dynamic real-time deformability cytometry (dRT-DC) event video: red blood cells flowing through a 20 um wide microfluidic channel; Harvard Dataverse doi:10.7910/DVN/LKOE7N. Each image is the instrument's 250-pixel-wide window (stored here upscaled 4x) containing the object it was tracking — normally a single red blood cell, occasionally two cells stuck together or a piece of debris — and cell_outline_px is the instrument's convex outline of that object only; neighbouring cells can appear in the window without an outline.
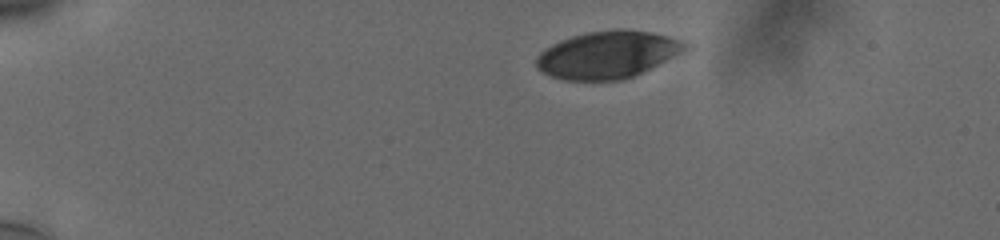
{"species": "human", "species_latin": "Homo sapiens", "temperature_condition": "cold", "stored_images_in_passage": 46, "camera_frame_rate_fps": 3000, "um_per_image_px": 0.085, "donor": {"sex": "male"}, "frame": {"image": 1, "passage_image": 1, "time_ms": 0.0, "image_size_px": [1000, 240], "cell_outline_px": [[684, 48], [656, 64], [624, 80], [564, 80], [552, 76], [536, 68], [536, 60], [540, 52], [552, 44], [572, 36], [588, 32], [620, 28], [624, 28], [648, 32], [664, 36], [676, 40], [684, 44]], "centroid_in_image_um": [51.5, 4.65], "position_along_channel_um": 33.5, "area_um2": 39.65}}
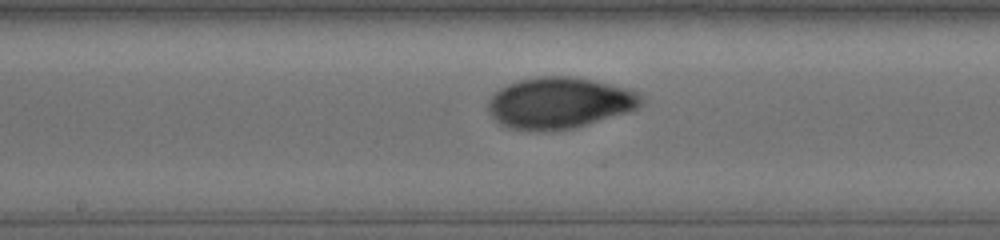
{"frame": {"image": 2, "passage_image": 21, "time_ms": 6.667, "image_size_px": [1000, 240], "cell_outline_px": [[644, 100], [636, 108], [576, 128], [544, 132], [536, 132], [512, 128], [500, 124], [488, 112], [488, 100], [500, 88], [508, 84], [520, 80], [536, 76], [572, 76], [592, 80], [628, 88], [636, 92]], "centroid_in_image_um": [47.5, 8.75], "position_along_channel_um": 200.7, "area_um2": 45.66}}
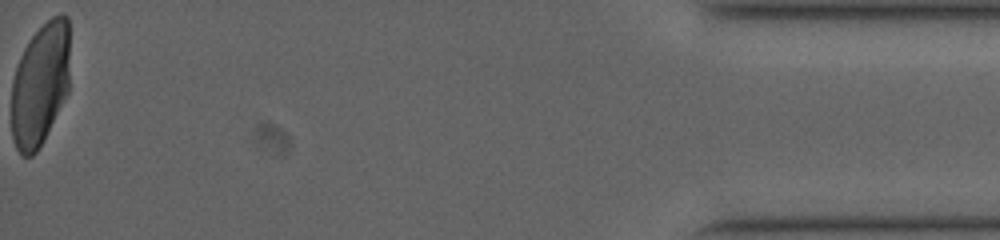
{"frame": {"image": 3, "passage_image": 46, "time_ms": 15.0, "image_size_px": [1000, 240], "cell_outline_px": [[68, 92], [36, 152], [32, 156], [24, 156], [16, 148], [12, 136], [12, 80], [20, 56], [24, 48], [32, 36], [52, 16], [60, 12], [64, 12], [68, 16]], "centroid_in_image_um": [3.41, 7.13], "position_along_channel_um": 431.8, "area_um2": 41.38}, "authors_computed_cell_mechanics": {"area_um2": 43.0321, "velocity_mm_per_s": 3.7468, "shape_relaxation_time_tau1_ms": 5.4112, "shape_relaxation_time_tau2_ms": null, "deformation_change_tau1": 0.1751, "deformation_change_tau2": null}}